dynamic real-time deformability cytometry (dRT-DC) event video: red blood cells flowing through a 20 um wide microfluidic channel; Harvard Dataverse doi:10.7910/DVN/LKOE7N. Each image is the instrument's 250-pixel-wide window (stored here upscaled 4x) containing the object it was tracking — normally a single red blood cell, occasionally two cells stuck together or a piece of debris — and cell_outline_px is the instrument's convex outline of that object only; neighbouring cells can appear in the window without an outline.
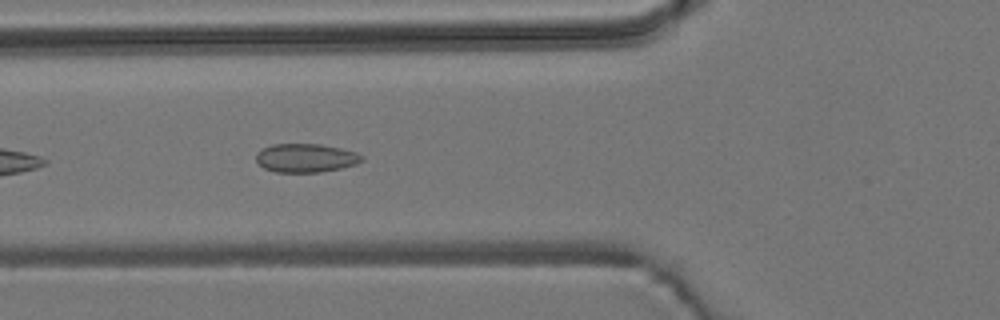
{"species": "common noctule bat (a hibernating species)", "species_latin": "Nyctalus noctula", "temperature_condition": "room temperature", "stored_images_in_passage": 5, "camera_frame_rate_fps": 3000, "um_per_image_px": 0.085, "animal": {"sex": "male", "body_mass_g": 19.2, "forearm_length_mm": 51.8}, "frame": {"image": 1, "passage_image": 5, "time_ms": 4.667, "image_size_px": [1000, 320], "cell_outline_px": [[364, 160], [356, 164], [340, 168], [320, 172], [276, 172], [264, 168], [256, 160], [256, 152], [260, 148], [272, 144], [320, 144], [340, 148], [356, 152], [364, 156]], "centroid_in_image_um": [25.98, 13.42], "position_along_channel_um": 99.8, "area_um2": 17.74}}